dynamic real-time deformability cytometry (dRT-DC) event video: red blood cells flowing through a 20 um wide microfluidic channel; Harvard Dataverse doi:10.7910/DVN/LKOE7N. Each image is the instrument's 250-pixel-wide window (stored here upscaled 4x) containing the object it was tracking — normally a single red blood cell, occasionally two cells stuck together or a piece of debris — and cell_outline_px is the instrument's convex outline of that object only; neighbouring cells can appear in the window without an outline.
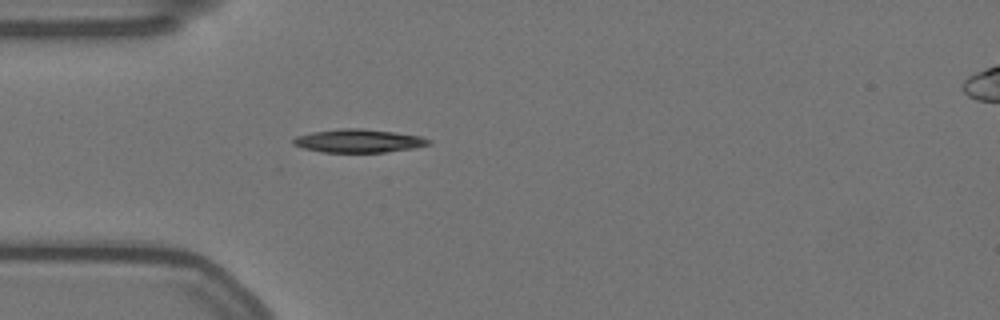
{"species": "Egyptian fruit bat (a non-hibernating species)", "species_latin": "Rousettus aegyptiacus", "temperature_condition": "warm", "stored_images_in_passage": 50, "camera_frame_rate_fps": 3000, "um_per_image_px": 0.085, "animal": {"sex": "female"}, "frame": {"image": 1, "passage_image": 9, "time_ms": 2.667, "image_size_px": [1000, 320], "cell_outline_px": [[432, 144], [412, 148], [384, 152], [320, 152], [304, 148], [292, 144], [292, 140], [296, 136], [312, 132], [340, 128], [360, 128], [392, 132], [420, 136], [432, 140]], "centroid_in_image_um": [30.46, 11.97], "position_along_channel_um": 54.5, "area_um2": 18.32}}
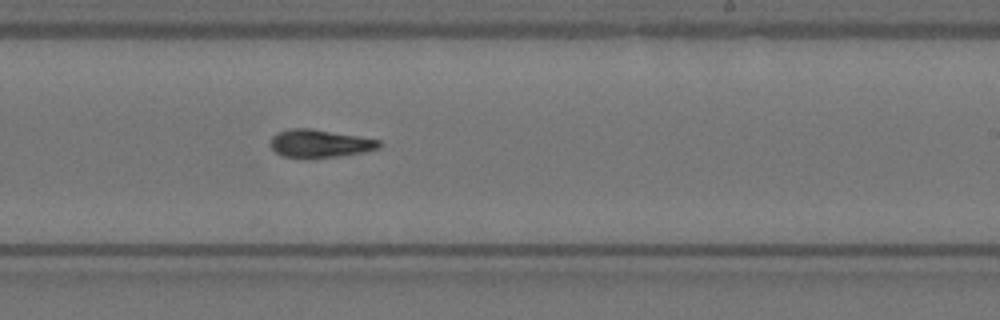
{"frame": {"image": 2, "passage_image": 27, "time_ms": 8.667, "image_size_px": [1000, 320], "cell_outline_px": [[384, 144], [380, 148], [364, 152], [308, 160], [284, 156], [276, 152], [272, 148], [272, 136], [276, 132], [288, 128], [312, 128], [380, 140]], "centroid_in_image_um": [27.19, 12.21], "position_along_channel_um": 261.8, "area_um2": 18.03}}
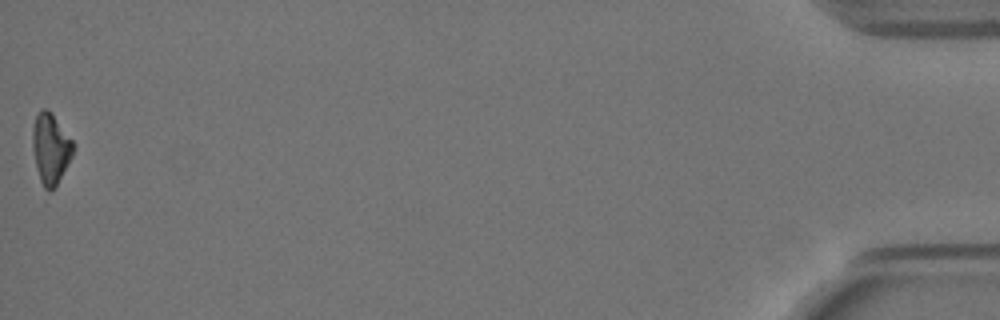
{"frame": {"image": 3, "passage_image": 50, "time_ms": 16.333, "image_size_px": [1000, 320], "cell_outline_px": [[76, 148], [72, 156], [56, 184], [48, 192], [44, 188], [40, 180], [36, 168], [32, 148], [32, 128], [36, 116], [40, 108], [48, 108], [52, 112], [72, 140]], "centroid_in_image_um": [4.29, 12.57], "position_along_channel_um": 430.9, "area_um2": 16.76}, "authors_computed_cell_mechanics": {"area_um2": 17.7735, "velocity_mm_per_s": 3.5359, "shape_relaxation_time_tau1_ms": null, "shape_relaxation_time_tau2_ms": 7.1793, "deformation_change_tau1": null, "deformation_change_tau2": 0.1351}}